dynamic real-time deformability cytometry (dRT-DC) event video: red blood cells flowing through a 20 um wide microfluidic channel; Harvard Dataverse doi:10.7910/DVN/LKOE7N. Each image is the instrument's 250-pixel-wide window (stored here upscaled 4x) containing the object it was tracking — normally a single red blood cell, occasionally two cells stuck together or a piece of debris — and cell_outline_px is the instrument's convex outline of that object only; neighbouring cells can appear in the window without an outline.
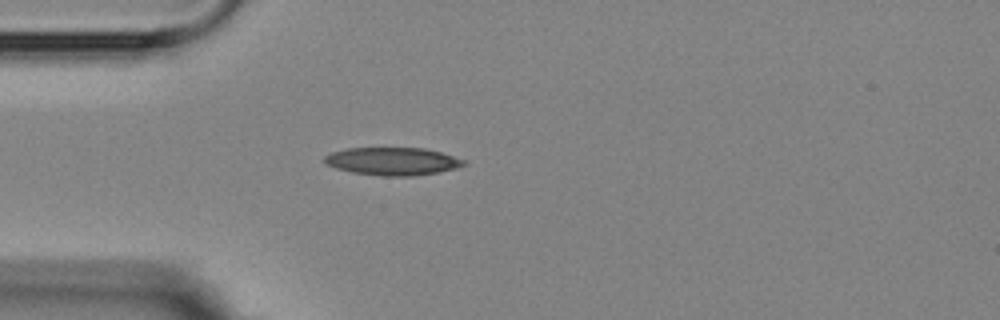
{"species": "Egyptian fruit bat (a non-hibernating species)", "species_latin": "Rousettus aegyptiacus", "temperature_condition": "room temperature", "stored_images_in_passage": 4, "camera_frame_rate_fps": 3000, "um_per_image_px": 0.085, "animal": {"sex": "female"}, "frame": {"image": 1, "passage_image": 4, "time_ms": 3.667, "image_size_px": [1000, 320], "cell_outline_px": [[468, 164], [456, 168], [440, 172], [412, 176], [380, 176], [352, 172], [336, 168], [324, 164], [324, 156], [332, 152], [348, 148], [424, 148], [440, 152], [468, 160]], "centroid_in_image_um": [33.4, 13.71], "position_along_channel_um": 51.6, "area_um2": 22.77}}